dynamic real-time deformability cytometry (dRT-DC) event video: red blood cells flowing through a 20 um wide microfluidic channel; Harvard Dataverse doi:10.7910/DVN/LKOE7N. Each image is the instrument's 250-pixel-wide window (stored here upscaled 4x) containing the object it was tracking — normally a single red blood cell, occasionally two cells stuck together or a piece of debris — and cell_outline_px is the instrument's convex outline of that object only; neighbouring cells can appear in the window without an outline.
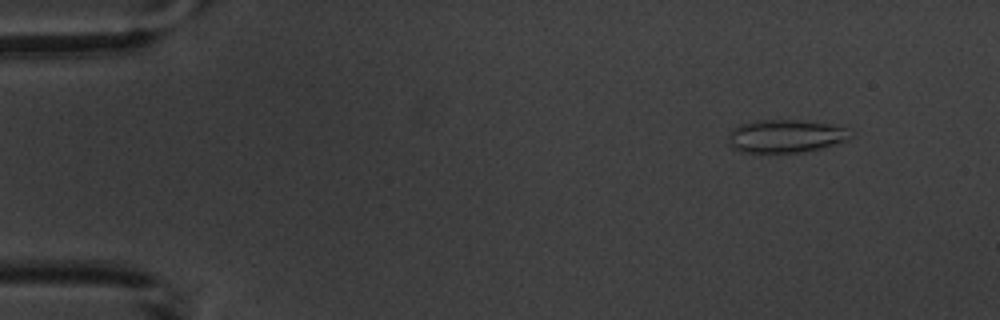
{"species": "common noctule bat (a hibernating species)", "species_latin": "Nyctalus noctula", "temperature_condition": "warm", "stored_images_in_passage": 3, "camera_frame_rate_fps": 3000, "um_per_image_px": 0.085, "animal": {"sex": "male", "body_mass_g": 20.1, "forearm_length_mm": 53.5}, "frame": {"image": 1, "passage_image": 1, "time_ms": 0.0, "image_size_px": [1000, 320], "cell_outline_px": [[852, 136], [848, 140], [820, 148], [800, 152], [744, 152], [732, 148], [728, 140], [728, 136], [732, 128], [740, 124], [752, 120], [800, 120], [828, 124], [844, 128]], "centroid_in_image_um": [66.71, 11.56], "position_along_channel_um": 18.3, "area_um2": 23.29}}